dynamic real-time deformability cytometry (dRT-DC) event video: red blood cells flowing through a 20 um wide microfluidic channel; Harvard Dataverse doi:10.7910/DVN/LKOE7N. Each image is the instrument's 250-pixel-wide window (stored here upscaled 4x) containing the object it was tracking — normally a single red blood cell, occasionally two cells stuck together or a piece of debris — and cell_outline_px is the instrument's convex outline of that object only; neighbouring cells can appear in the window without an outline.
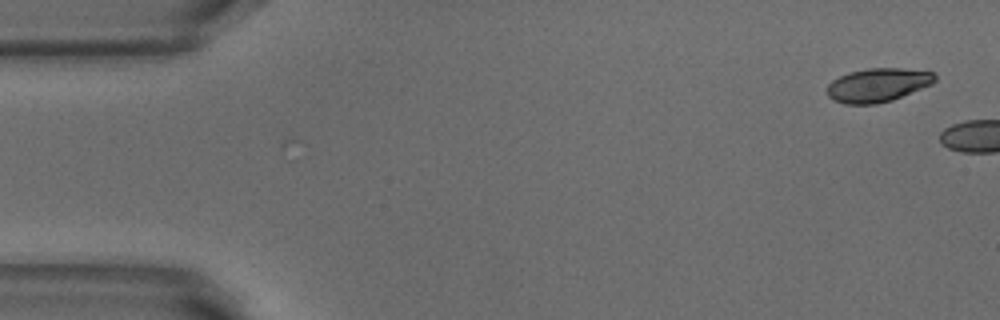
{"species": "common noctule bat (a hibernating species)", "species_latin": "Nyctalus noctula", "temperature_condition": "warm", "stored_images_in_passage": 7, "camera_frame_rate_fps": 3000, "um_per_image_px": 0.085, "animal": {"sex": "male", "body_mass_g": 18.8}, "frame": {"image": 1, "passage_image": 7, "time_ms": 2.0, "image_size_px": [1000, 320], "cell_outline_px": [[936, 80], [932, 84], [892, 100], [876, 104], [844, 104], [832, 100], [828, 96], [828, 84], [832, 80], [848, 72], [868, 68], [900, 68], [932, 72], [936, 76]], "centroid_in_image_um": [74.59, 7.23], "position_along_channel_um": 10.4, "area_um2": 21.15}}